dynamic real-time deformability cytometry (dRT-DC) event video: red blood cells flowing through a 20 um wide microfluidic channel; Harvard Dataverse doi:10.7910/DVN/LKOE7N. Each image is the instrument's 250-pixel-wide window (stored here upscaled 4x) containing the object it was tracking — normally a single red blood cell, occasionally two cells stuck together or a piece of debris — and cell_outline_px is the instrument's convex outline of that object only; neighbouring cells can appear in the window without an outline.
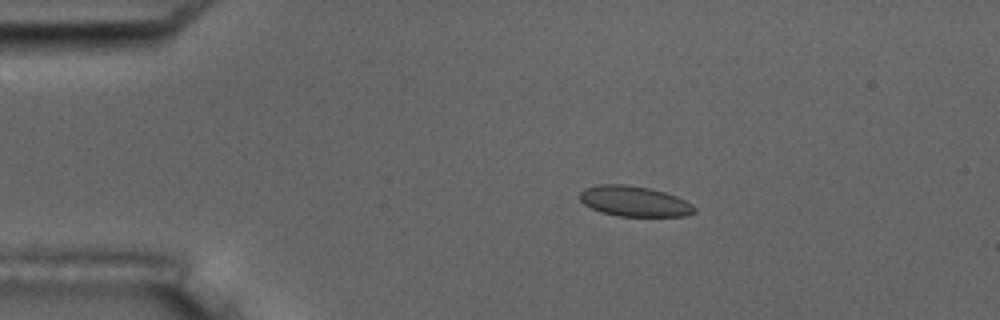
{"species": "common noctule bat (a hibernating species)", "species_latin": "Nyctalus noctula", "temperature_condition": "room temperature", "stored_images_in_passage": 6, "camera_frame_rate_fps": 3000, "um_per_image_px": 0.085, "animal": {"sex": "male", "body_mass_g": 17.5, "forearm_length_mm": 52.3}, "frame": {"image": 1, "passage_image": 4, "time_ms": 3.333, "image_size_px": [1000, 320], "cell_outline_px": [[696, 212], [688, 216], [616, 216], [600, 212], [584, 204], [580, 200], [580, 192], [584, 188], [600, 184], [624, 184], [648, 188], [664, 192], [676, 196], [692, 204], [696, 208]], "centroid_in_image_um": [53.92, 17.11], "position_along_channel_um": 31.1, "area_um2": 20.35}}
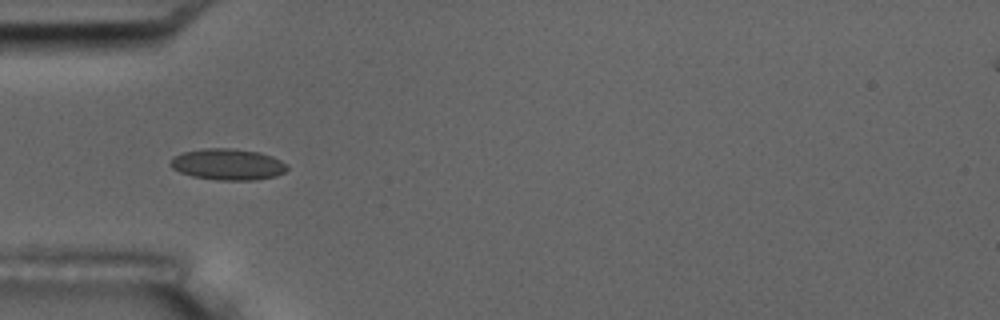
{"frame": {"image": 2, "passage_image": 6, "time_ms": 5.667, "image_size_px": [1000, 320], "cell_outline_px": [[288, 168], [284, 172], [276, 176], [256, 180], [220, 180], [192, 176], [180, 172], [172, 168], [168, 164], [176, 156], [184, 152], [204, 148], [232, 148], [260, 152], [272, 156], [288, 164]], "centroid_in_image_um": [19.4, 13.97], "position_along_channel_um": 65.6, "area_um2": 21.27}}